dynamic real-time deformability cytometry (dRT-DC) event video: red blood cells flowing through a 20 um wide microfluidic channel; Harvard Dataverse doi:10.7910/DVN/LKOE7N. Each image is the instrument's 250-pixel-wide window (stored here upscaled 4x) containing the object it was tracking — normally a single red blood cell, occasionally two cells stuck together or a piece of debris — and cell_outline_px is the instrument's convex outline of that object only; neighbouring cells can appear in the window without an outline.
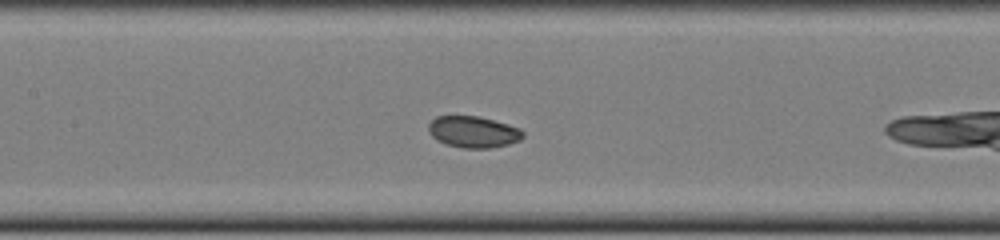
{"species": "common noctule bat (a hibernating species)", "species_latin": "Nyctalus noctula", "temperature_condition": "cold", "stored_images_in_passage": 14, "camera_frame_rate_fps": 3000, "um_per_image_px": 0.085, "animal": {"sex": "female", "body_mass_g": 22.0, "forearm_length_mm": 56.7}, "frame": {"image": 1, "passage_image": 12, "time_ms": 3.667, "image_size_px": [1000, 240], "cell_outline_px": [[524, 136], [520, 140], [508, 144], [492, 148], [460, 148], [444, 144], [436, 140], [428, 132], [428, 124], [436, 116], [480, 116], [508, 124], [520, 128], [524, 132]], "centroid_in_image_um": [40.22, 11.22], "position_along_channel_um": 167.2, "area_um2": 17.57}}